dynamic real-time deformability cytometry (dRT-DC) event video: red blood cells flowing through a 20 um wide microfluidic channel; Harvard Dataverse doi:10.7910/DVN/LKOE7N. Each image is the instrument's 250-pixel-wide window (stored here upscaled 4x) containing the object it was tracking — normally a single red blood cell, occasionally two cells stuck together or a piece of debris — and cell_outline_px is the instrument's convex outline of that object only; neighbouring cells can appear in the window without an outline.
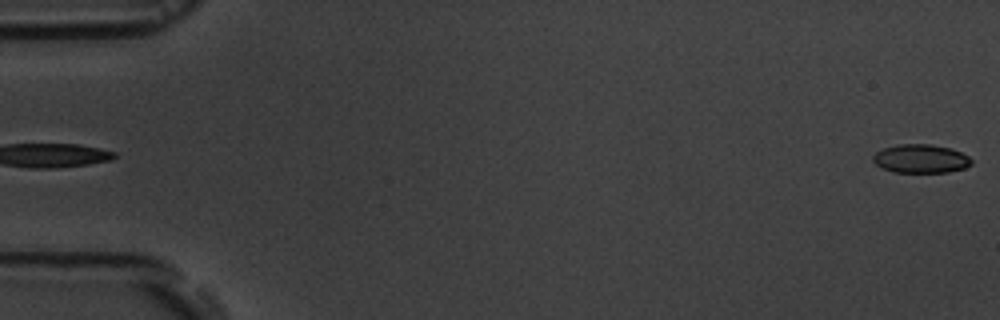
{"species": "common noctule bat (a hibernating species)", "species_latin": "Nyctalus noctula", "temperature_condition": "room temperature", "stored_images_in_passage": 5, "camera_frame_rate_fps": 3000, "um_per_image_px": 0.085, "animal": {"sex": "male", "body_mass_g": 19.5, "forearm_length_mm": 54.6}, "frame": {"image": 1, "passage_image": 5, "time_ms": 4.667, "image_size_px": [1000, 320], "cell_outline_px": [[972, 164], [964, 168], [948, 172], [892, 172], [880, 168], [872, 160], [872, 156], [876, 152], [884, 148], [896, 144], [932, 144], [952, 148], [968, 156], [972, 160]], "centroid_in_image_um": [78.24, 13.48], "position_along_channel_um": 6.8, "area_um2": 16.59}}